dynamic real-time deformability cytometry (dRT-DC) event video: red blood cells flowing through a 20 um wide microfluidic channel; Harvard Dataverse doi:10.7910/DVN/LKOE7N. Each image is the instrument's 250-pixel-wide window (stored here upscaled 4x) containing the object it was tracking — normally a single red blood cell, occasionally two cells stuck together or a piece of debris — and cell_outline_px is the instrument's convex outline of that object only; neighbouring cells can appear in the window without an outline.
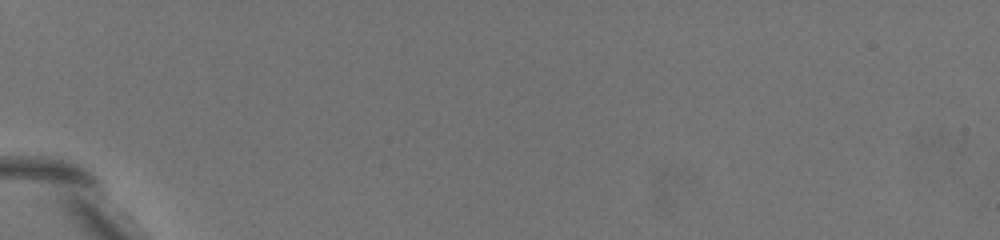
{"species": "common noctule bat (a hibernating species)", "species_latin": "Nyctalus noctula", "temperature_condition": "warm", "stored_images_in_passage": 2, "camera_frame_rate_fps": 3000, "um_per_image_px": 0.085, "animal": {"sex": "female", "body_mass_g": 19.5, "forearm_length_mm": 54.1}, "frame": {"image": 1, "passage_image": 2, "time_ms": 0.333, "image_size_px": [1000, 240], "cell_outline_px": [[192, 216], [168, 212], [116, 164], [104, 144], [104, 132], [116, 136], [132, 144], [160, 172], [192, 212]], "centroid_in_image_um": [12.32, 14.83], "position_along_channel_um": 72.7, "area_um2": 16.94}}